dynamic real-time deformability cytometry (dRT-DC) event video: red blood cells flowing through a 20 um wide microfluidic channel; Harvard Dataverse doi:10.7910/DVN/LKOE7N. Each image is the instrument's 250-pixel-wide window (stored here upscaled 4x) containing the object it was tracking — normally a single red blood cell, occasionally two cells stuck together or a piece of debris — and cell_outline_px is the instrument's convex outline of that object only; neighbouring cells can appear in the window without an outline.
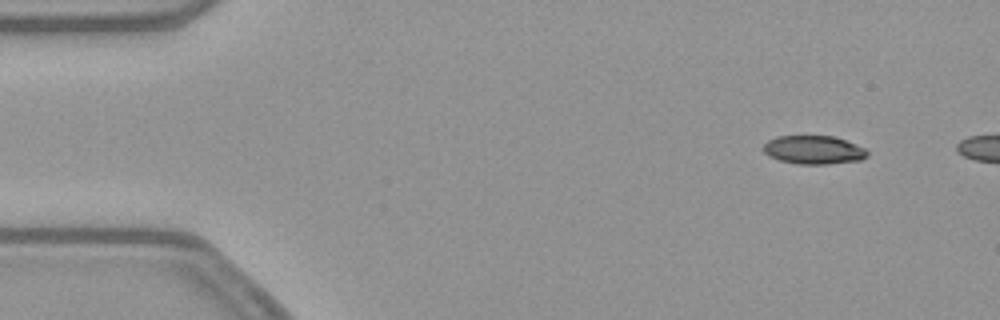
{"species": "common noctule bat (a hibernating species)", "species_latin": "Nyctalus noctula", "temperature_condition": "warm", "stored_images_in_passage": 8, "camera_frame_rate_fps": 3000, "um_per_image_px": 0.085, "animal": {"sex": "female", "body_mass_g": 21.9}, "frame": {"image": 1, "passage_image": 5, "time_ms": 1.333, "image_size_px": [1000, 320], "cell_outline_px": [[868, 156], [860, 160], [828, 164], [796, 164], [780, 160], [768, 156], [760, 148], [768, 140], [776, 136], [836, 136], [856, 144], [864, 148], [868, 152]], "centroid_in_image_um": [69.14, 12.73], "position_along_channel_um": 15.9, "area_um2": 17.46}}